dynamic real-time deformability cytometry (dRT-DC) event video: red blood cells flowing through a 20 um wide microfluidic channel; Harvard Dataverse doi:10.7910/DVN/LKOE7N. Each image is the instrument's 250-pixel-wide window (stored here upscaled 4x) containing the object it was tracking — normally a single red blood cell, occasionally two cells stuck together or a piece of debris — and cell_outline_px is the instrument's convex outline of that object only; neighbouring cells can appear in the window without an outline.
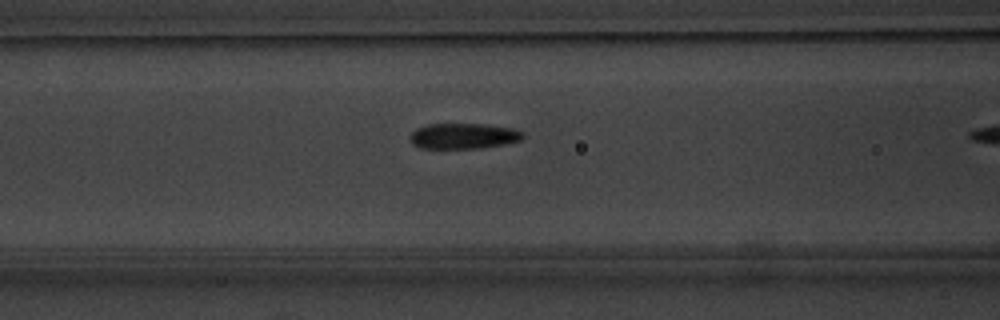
{"species": "common noctule bat (a hibernating species)", "species_latin": "Nyctalus noctula", "temperature_condition": "warm", "stored_images_in_passage": 6, "camera_frame_rate_fps": 3000, "um_per_image_px": 0.085, "animal": {"sex": "male", "body_mass_g": 20.1, "forearm_length_mm": 53.5}, "frame": {"image": 1, "passage_image": 5, "time_ms": 1.333, "image_size_px": [1000, 320], "cell_outline_px": [[524, 136], [520, 140], [504, 144], [480, 148], [420, 148], [412, 144], [412, 132], [416, 128], [428, 124], [488, 124], [512, 128], [524, 132]], "centroid_in_image_um": [39.42, 11.55], "position_along_channel_um": 127.2, "area_um2": 16.76}}